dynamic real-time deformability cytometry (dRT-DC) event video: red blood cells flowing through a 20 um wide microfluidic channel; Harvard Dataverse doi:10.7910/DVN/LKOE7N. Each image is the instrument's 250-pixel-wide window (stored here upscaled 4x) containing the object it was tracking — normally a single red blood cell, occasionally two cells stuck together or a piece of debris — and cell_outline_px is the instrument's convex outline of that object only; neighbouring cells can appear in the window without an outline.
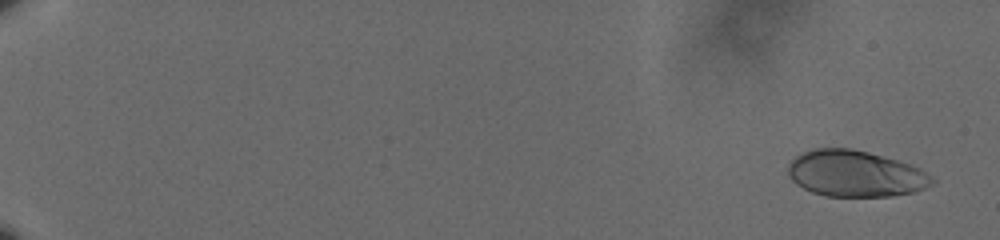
{"species": "human", "species_latin": "Homo sapiens", "temperature_condition": "cold", "stored_images_in_passage": 61, "camera_frame_rate_fps": 3000, "um_per_image_px": 0.085, "donor": {"sex": "male"}, "frame": {"image": 1, "passage_image": 3, "time_ms": 0.667, "image_size_px": [1000, 240], "cell_outline_px": [[936, 180], [932, 184], [924, 188], [912, 192], [892, 196], [824, 196], [812, 192], [796, 184], [788, 176], [788, 164], [796, 156], [804, 152], [816, 148], [852, 148], [900, 160], [912, 164], [920, 168], [932, 176]], "centroid_in_image_um": [72.72, 14.75], "position_along_channel_um": 12.3, "area_um2": 39.02}}
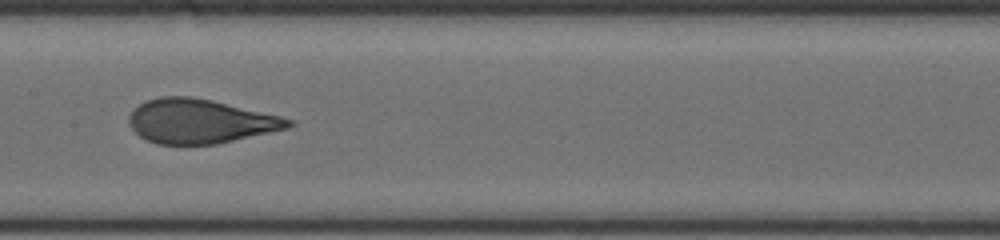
{"frame": {"image": 2, "passage_image": 35, "time_ms": 11.333, "image_size_px": [1000, 240], "cell_outline_px": [[296, 124], [288, 128], [216, 144], [156, 144], [140, 136], [128, 124], [128, 116], [144, 100], [160, 96], [192, 96], [212, 100], [280, 116], [292, 120]], "centroid_in_image_um": [16.99, 10.3], "position_along_channel_um": 190.4, "area_um2": 40.92}}
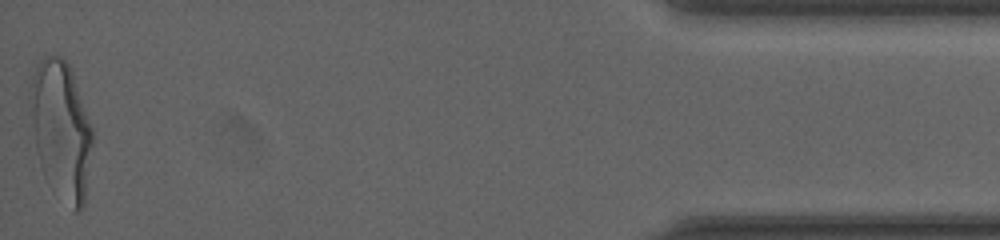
{"frame": {"image": 3, "passage_image": 61, "time_ms": 20.0, "image_size_px": [1000, 240], "cell_outline_px": [[92, 144], [84, 208], [76, 212], [72, 212], [44, 176], [36, 152], [28, 96], [28, 92], [32, 76], [36, 64], [44, 56], [60, 56], [68, 64], [72, 72], [92, 128]], "centroid_in_image_um": [5.17, 11.05], "position_along_channel_um": 430.0, "area_um2": 50.05}, "authors_computed_cell_mechanics": {"area_um2": 40.749, "velocity_mm_per_s": 3.5886, "shape_relaxation_time_tau1_ms": 4.71, "shape_relaxation_time_tau2_ms": null, "deformation_change_tau1": 0.1884, "deformation_change_tau2": null}}